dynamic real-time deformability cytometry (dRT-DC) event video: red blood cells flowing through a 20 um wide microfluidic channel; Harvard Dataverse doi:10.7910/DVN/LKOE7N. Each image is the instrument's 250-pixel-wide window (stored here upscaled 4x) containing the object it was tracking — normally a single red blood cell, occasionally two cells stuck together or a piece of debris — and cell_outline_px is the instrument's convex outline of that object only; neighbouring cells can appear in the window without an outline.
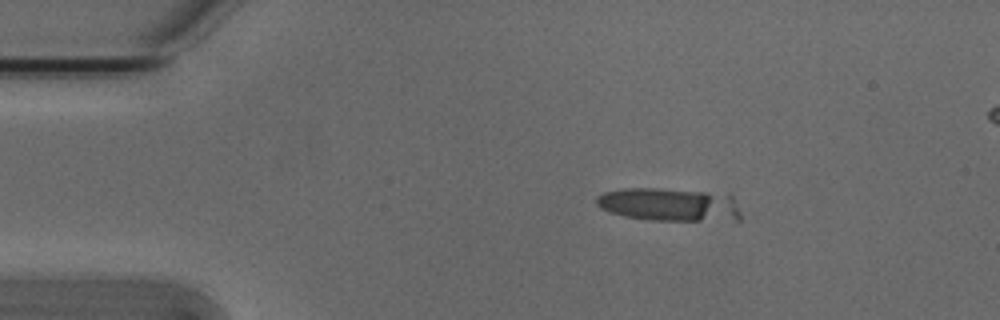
{"species": "Egyptian fruit bat (a non-hibernating species)", "species_latin": "Rousettus aegyptiacus", "temperature_condition": "cold", "stored_images_in_passage": 6, "camera_frame_rate_fps": 3000, "um_per_image_px": 0.085, "animal": {"sex": "male"}, "frame": {"image": 1, "passage_image": 5, "time_ms": 1.333, "image_size_px": [1000, 320], "cell_outline_px": [[740, 220], [652, 220], [624, 216], [600, 208], [596, 204], [596, 196], [604, 192], [624, 188], [656, 188], [732, 192], [740, 212]], "centroid_in_image_um": [56.97, 17.36], "position_along_channel_um": 28.0, "area_um2": 28.55}}